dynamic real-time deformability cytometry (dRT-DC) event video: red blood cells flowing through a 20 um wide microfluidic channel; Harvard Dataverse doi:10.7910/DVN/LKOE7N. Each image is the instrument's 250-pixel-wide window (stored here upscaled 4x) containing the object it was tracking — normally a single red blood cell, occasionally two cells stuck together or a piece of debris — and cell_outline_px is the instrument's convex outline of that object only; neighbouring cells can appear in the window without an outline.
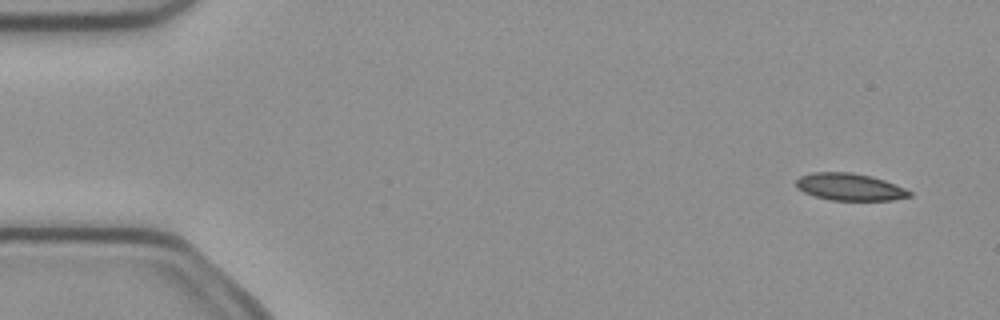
{"species": "common noctule bat (a hibernating species)", "species_latin": "Nyctalus noctula", "temperature_condition": "cold", "stored_images_in_passage": 5, "camera_frame_rate_fps": 3000, "um_per_image_px": 0.085, "animal": {"sex": "female", "body_mass_g": 21.9}, "frame": {"image": 1, "passage_image": 1, "time_ms": 0.0, "image_size_px": [1000, 320], "cell_outline_px": [[912, 196], [892, 200], [832, 200], [816, 196], [804, 192], [796, 188], [796, 180], [800, 176], [812, 172], [852, 172], [872, 176], [884, 180], [904, 188], [912, 192]], "centroid_in_image_um": [72.22, 15.88], "position_along_channel_um": 12.8, "area_um2": 17.92}}